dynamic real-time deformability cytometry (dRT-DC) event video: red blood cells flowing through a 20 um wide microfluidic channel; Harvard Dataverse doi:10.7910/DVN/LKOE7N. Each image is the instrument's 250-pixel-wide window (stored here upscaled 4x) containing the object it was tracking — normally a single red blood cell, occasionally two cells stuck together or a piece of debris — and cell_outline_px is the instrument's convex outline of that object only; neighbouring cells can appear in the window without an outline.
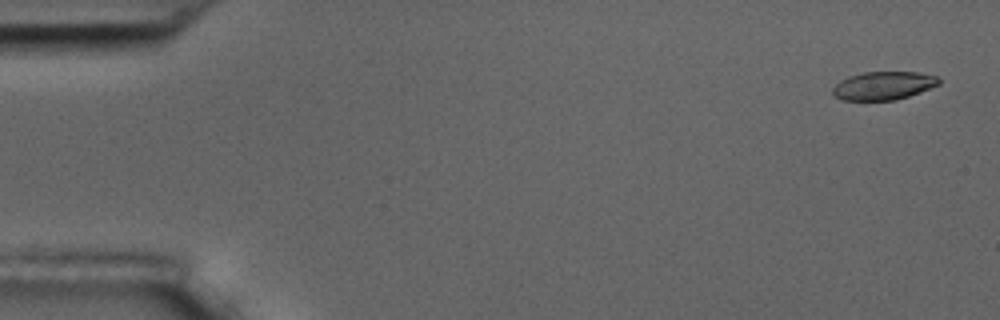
{"species": "common noctule bat (a hibernating species)", "species_latin": "Nyctalus noctula", "temperature_condition": "room temperature", "stored_images_in_passage": 6, "segment_of_instrument_passage": [1, 2], "camera_frame_rate_fps": 3000, "um_per_image_px": 0.085, "animal": {"sex": "male", "body_mass_g": 17.5, "forearm_length_mm": 52.3}, "frame": {"image": 1, "passage_image": 1, "time_ms": 0.0, "image_size_px": [1000, 320], "cell_outline_px": [[940, 84], [920, 92], [896, 100], [840, 100], [832, 92], [832, 88], [840, 80], [848, 76], [864, 72], [920, 72], [936, 76], [940, 80]], "centroid_in_image_um": [75.08, 7.28], "position_along_channel_um": 9.9, "area_um2": 17.51}}
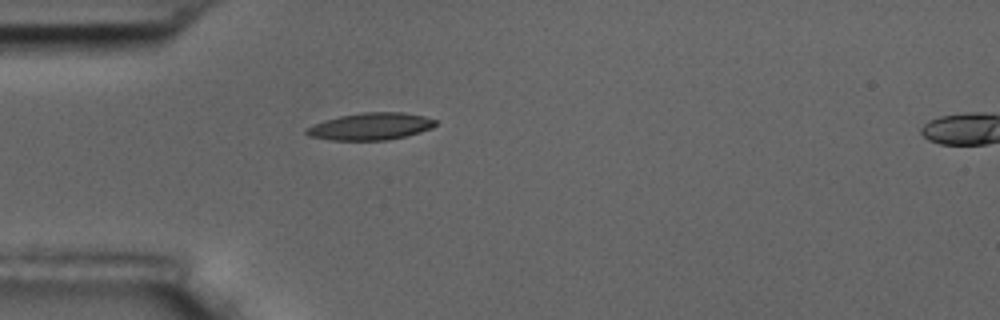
{"frame": {"image": 2, "passage_image": 5, "time_ms": 4.667, "image_size_px": [1000, 320], "cell_outline_px": [[436, 124], [432, 128], [420, 132], [388, 140], [332, 140], [308, 136], [304, 132], [304, 128], [324, 120], [340, 116], [364, 112], [404, 112], [424, 116], [436, 120]], "centroid_in_image_um": [31.48, 10.74], "position_along_channel_um": 53.5, "area_um2": 20.4}}